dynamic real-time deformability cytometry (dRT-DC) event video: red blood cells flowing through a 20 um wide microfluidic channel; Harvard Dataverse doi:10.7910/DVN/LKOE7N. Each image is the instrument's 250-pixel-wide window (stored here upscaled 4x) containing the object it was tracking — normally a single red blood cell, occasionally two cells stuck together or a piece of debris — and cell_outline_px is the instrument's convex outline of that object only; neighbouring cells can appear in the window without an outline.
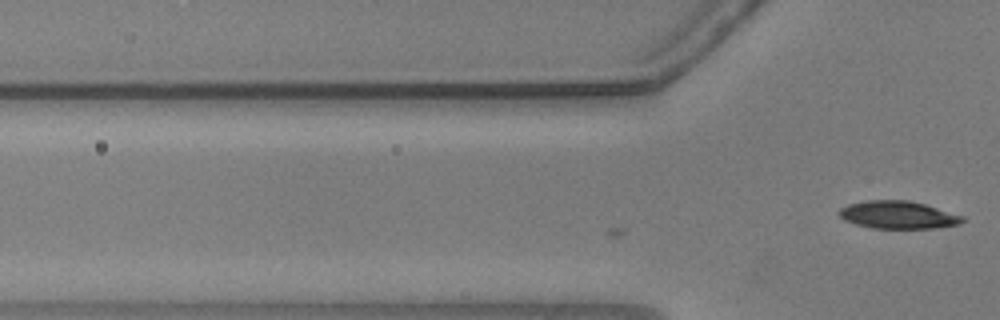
{"species": "common noctule bat (a hibernating species)", "species_latin": "Nyctalus noctula", "temperature_condition": "warm", "stored_images_in_passage": 6, "camera_frame_rate_fps": 3000, "um_per_image_px": 0.085, "animal": {"sex": "male", "body_mass_g": 20.5, "forearm_length_mm": 52.5}, "frame": {"image": 1, "passage_image": 6, "time_ms": 1.667, "image_size_px": [1000, 320], "cell_outline_px": [[964, 220], [960, 224], [932, 228], [872, 228], [856, 224], [844, 220], [840, 216], [840, 208], [848, 204], [868, 200], [908, 200], [924, 204], [964, 216]], "centroid_in_image_um": [76.33, 18.26], "position_along_channel_um": 49.5, "area_um2": 19.71}}